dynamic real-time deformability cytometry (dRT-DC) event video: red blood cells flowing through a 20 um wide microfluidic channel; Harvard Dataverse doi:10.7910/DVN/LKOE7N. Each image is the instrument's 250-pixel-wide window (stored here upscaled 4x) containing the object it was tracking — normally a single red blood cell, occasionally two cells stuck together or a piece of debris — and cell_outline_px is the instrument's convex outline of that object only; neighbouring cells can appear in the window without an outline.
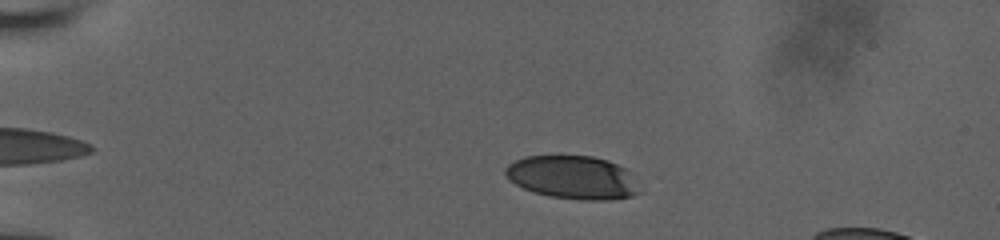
{"species": "human", "species_latin": "Homo sapiens", "temperature_condition": "room temperature", "stored_images_in_passage": 25, "camera_frame_rate_fps": 3000, "um_per_image_px": 0.085, "donor": {"sex": "male"}, "frame": {"image": 1, "passage_image": 4, "time_ms": 1.333, "image_size_px": [1000, 240], "cell_outline_px": [[644, 192], [632, 196], [612, 200], [580, 200], [552, 196], [536, 192], [524, 188], [508, 180], [504, 172], [504, 168], [508, 164], [524, 156], [592, 156], [608, 160], [624, 168]], "centroid_in_image_um": [48.69, 15.08], "position_along_channel_um": 36.3, "area_um2": 33.81}}
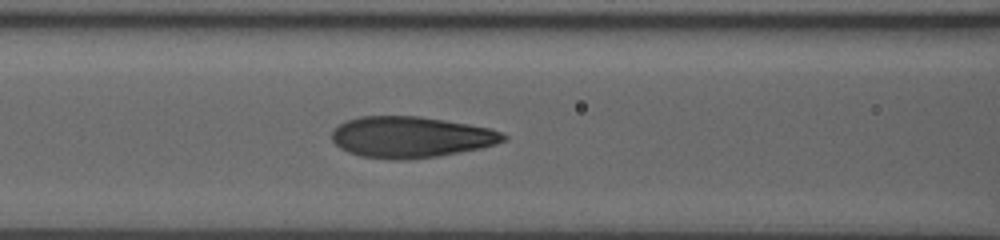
{"frame": {"image": 2, "passage_image": 16, "time_ms": 5.667, "image_size_px": [1000, 240], "cell_outline_px": [[508, 136], [504, 140], [480, 148], [436, 156], [404, 160], [392, 160], [360, 156], [348, 152], [340, 148], [332, 140], [332, 132], [340, 124], [348, 120], [360, 116], [420, 116], [468, 124], [488, 128], [500, 132]], "centroid_in_image_um": [34.87, 11.65], "position_along_channel_um": 131.7, "area_um2": 40.75}}
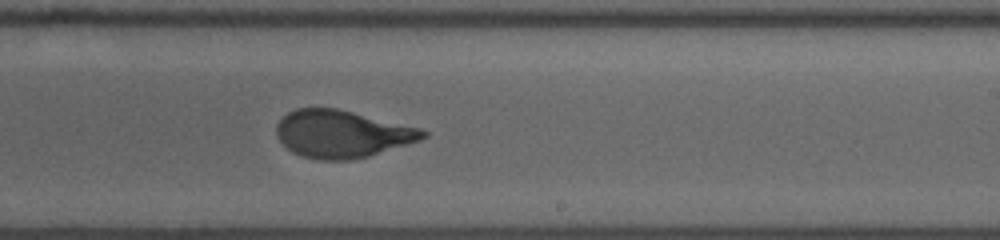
{"frame": {"image": 3, "passage_image": 25, "time_ms": 9.0, "image_size_px": [1000, 240], "cell_outline_px": [[428, 136], [420, 140], [368, 156], [352, 160], [320, 160], [304, 156], [292, 152], [276, 136], [276, 124], [288, 112], [296, 108], [336, 108], [420, 128], [428, 132]], "centroid_in_image_um": [29.06, 11.38], "position_along_channel_um": 259.9, "area_um2": 40.17}}